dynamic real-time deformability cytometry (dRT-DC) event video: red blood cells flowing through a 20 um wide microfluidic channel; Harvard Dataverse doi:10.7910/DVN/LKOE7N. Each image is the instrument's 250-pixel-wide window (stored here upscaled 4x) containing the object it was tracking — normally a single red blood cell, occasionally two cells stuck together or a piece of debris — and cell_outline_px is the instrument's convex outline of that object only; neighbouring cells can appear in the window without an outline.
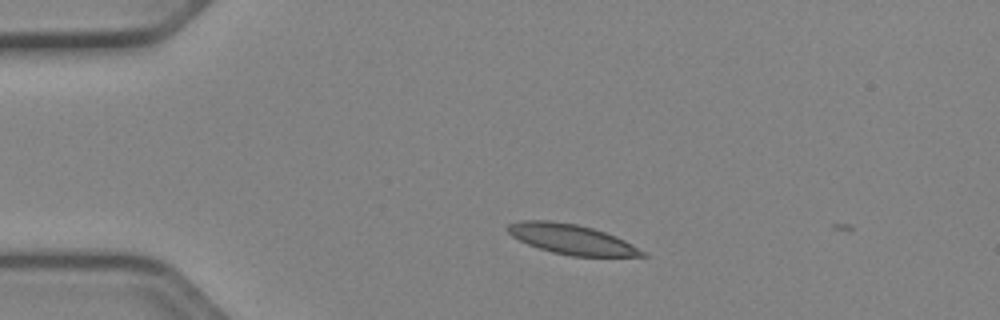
{"species": "Egyptian fruit bat (a non-hibernating species)", "species_latin": "Rousettus aegyptiacus", "temperature_condition": "cold", "stored_images_in_passage": 2, "camera_frame_rate_fps": 3000, "um_per_image_px": 0.085, "animal": {"sex": "female"}, "frame": {"image": 1, "passage_image": 1, "time_ms": 0.0, "image_size_px": [1000, 320], "cell_outline_px": [[648, 256], [572, 256], [552, 252], [528, 244], [512, 236], [504, 228], [508, 224], [520, 220], [548, 220], [576, 224], [592, 228], [616, 236], [632, 244], [644, 252]], "centroid_in_image_um": [48.54, 20.32], "position_along_channel_um": 36.5, "area_um2": 23.29}}